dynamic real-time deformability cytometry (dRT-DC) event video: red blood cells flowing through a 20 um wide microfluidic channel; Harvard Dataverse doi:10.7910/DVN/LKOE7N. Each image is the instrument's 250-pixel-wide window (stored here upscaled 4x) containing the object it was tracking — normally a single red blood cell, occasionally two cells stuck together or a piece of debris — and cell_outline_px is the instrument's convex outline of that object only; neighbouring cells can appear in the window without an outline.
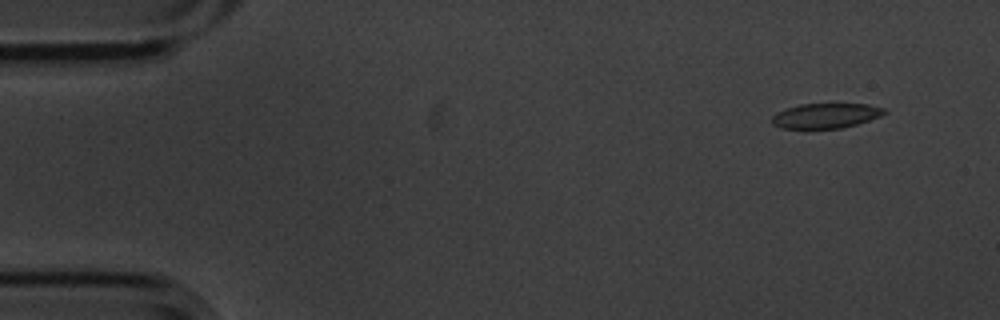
{"species": "common noctule bat (a hibernating species)", "species_latin": "Nyctalus noctula", "temperature_condition": "cold", "stored_images_in_passage": 7, "camera_frame_rate_fps": 3000, "um_per_image_px": 0.085, "animal": {"sex": "male", "body_mass_g": 20.1, "forearm_length_mm": 53.5}, "frame": {"image": 1, "passage_image": 2, "time_ms": 0.333, "image_size_px": [1000, 320], "cell_outline_px": [[888, 112], [880, 116], [856, 124], [840, 128], [780, 128], [772, 124], [772, 116], [776, 112], [800, 104], [868, 104], [884, 108]], "centroid_in_image_um": [70.18, 9.83], "position_along_channel_um": 14.8, "area_um2": 16.18}}
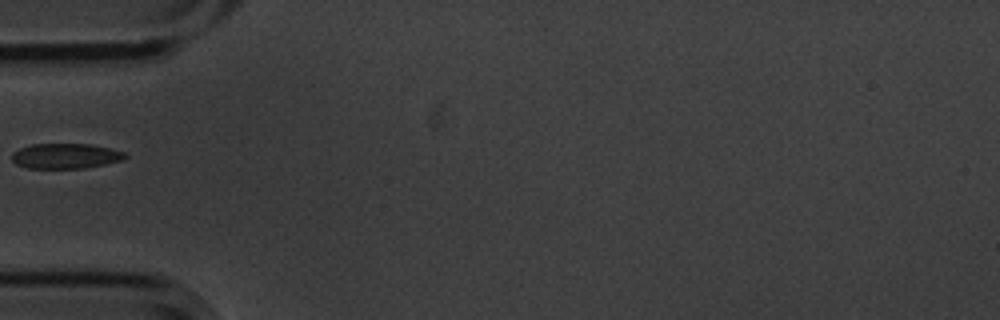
{"frame": {"image": 2, "passage_image": 6, "time_ms": 1.667, "image_size_px": [1000, 320], "cell_outline_px": [[128, 156], [124, 160], [84, 168], [28, 168], [16, 164], [12, 160], [12, 152], [20, 148], [32, 144], [92, 144], [124, 152]], "centroid_in_image_um": [5.57, 13.26], "position_along_channel_um": 79.4, "area_um2": 16.59}}
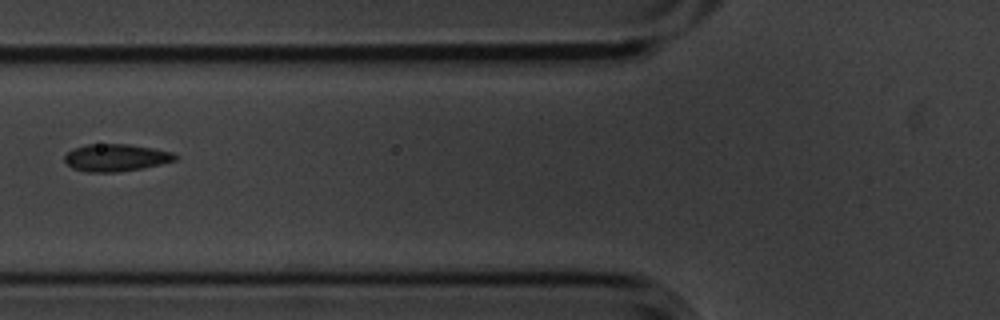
{"frame": {"image": 3, "passage_image": 7, "time_ms": 2.0, "image_size_px": [1000, 320], "cell_outline_px": [[180, 156], [176, 160], [160, 164], [140, 168], [116, 172], [88, 172], [72, 168], [64, 160], [64, 156], [68, 152], [76, 148], [88, 144], [128, 144], [152, 148], [172, 152]], "centroid_in_image_um": [9.87, 13.4], "position_along_channel_um": 115.9, "area_um2": 17.4}}